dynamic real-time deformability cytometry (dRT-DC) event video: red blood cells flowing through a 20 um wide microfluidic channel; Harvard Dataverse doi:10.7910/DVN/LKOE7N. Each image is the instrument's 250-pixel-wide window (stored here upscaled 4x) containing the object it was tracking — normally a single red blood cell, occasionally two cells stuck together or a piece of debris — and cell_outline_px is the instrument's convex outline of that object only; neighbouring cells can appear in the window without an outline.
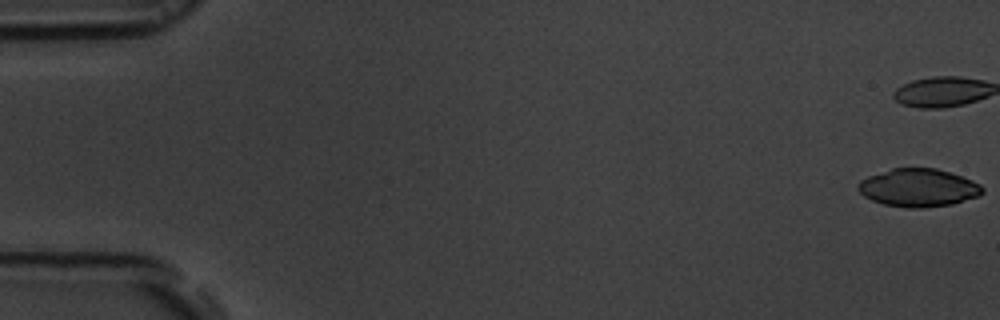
{"species": "common noctule bat (a hibernating species)", "species_latin": "Nyctalus noctula", "temperature_condition": "room temperature", "stored_images_in_passage": 56, "camera_frame_rate_fps": 3000, "um_per_image_px": 0.085, "animal": {"sex": "male", "body_mass_g": 19.5, "forearm_length_mm": 54.6}, "frame": {"image": 1, "passage_image": 1, "time_ms": 0.0, "image_size_px": [1000, 320], "cell_outline_px": [[984, 192], [980, 196], [952, 204], [920, 208], [908, 208], [884, 204], [872, 200], [864, 196], [856, 188], [856, 184], [860, 180], [868, 176], [892, 168], [936, 168], [972, 180], [980, 184], [984, 188]], "centroid_in_image_um": [78.05, 15.96], "position_along_channel_um": 6.9, "area_um2": 27.57}}